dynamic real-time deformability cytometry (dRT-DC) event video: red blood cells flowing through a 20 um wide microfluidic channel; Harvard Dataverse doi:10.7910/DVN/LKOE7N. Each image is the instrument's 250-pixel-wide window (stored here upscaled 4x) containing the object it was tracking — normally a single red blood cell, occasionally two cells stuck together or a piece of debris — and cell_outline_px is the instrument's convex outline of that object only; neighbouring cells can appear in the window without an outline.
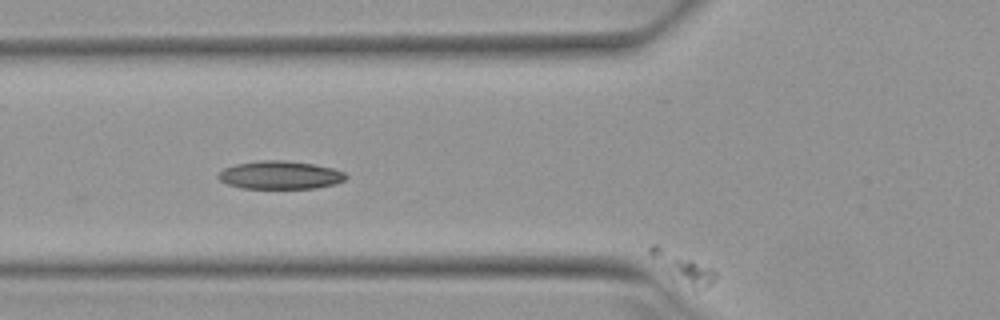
{"species": "Egyptian fruit bat (a non-hibernating species)", "species_latin": "Rousettus aegyptiacus", "temperature_condition": "warm", "stored_images_in_passage": 20, "segment_of_instrument_passage": [2, 2], "camera_frame_rate_fps": 3000, "um_per_image_px": 0.085, "animal": {"sex": "female"}, "frame": {"image": 1, "passage_image": 20, "time_ms": 6.333, "image_size_px": [1000, 320], "cell_outline_px": [[716, 276], [712, 284], [704, 288], [672, 280], [648, 252], [648, 248], [652, 244], [656, 244], [712, 268], [716, 272]], "centroid_in_image_um": [58.01, 22.73], "position_along_channel_um": 67.8, "area_um2": 10.87}}